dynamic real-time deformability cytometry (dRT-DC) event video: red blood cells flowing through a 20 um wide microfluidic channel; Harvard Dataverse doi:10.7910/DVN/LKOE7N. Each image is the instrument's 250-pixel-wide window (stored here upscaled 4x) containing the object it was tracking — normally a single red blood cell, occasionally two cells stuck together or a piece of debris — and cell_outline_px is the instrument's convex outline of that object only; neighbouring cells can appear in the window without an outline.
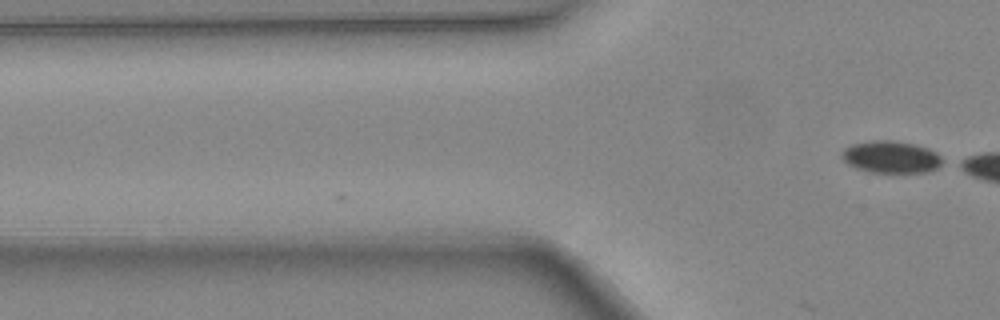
{"species": "common noctule bat (a hibernating species)", "species_latin": "Nyctalus noctula", "temperature_condition": "warm", "stored_images_in_passage": 4, "camera_frame_rate_fps": 3000, "um_per_image_px": 0.085, "animal": {"sex": "female", "body_mass_g": 24.6, "forearm_length_mm": 56.2}, "frame": {"image": 1, "passage_image": 4, "time_ms": 1.0, "image_size_px": [1000, 320], "cell_outline_px": [[948, 160], [944, 164], [928, 172], [872, 172], [856, 168], [848, 164], [844, 160], [844, 148], [852, 144], [872, 140], [892, 140], [916, 144], [928, 148], [936, 152]], "centroid_in_image_um": [75.84, 13.34], "position_along_channel_um": 50.0, "area_um2": 18.96}}